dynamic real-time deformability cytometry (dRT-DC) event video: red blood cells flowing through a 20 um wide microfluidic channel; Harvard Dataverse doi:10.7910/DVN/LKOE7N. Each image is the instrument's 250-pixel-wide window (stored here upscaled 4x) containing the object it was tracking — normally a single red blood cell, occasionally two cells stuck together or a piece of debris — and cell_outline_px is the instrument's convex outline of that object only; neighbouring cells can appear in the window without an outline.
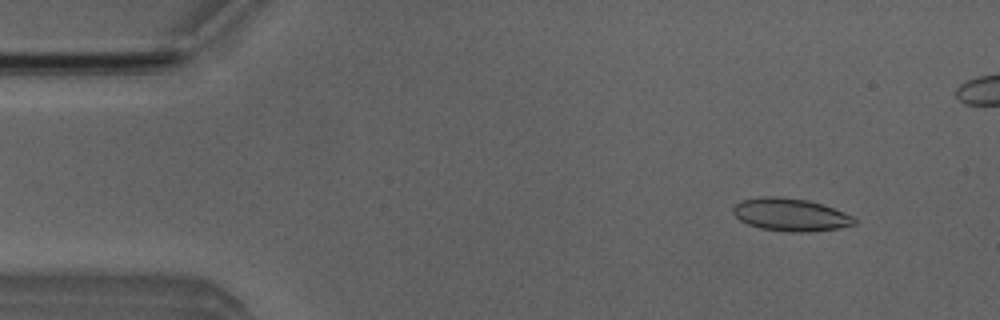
{"species": "Egyptian fruit bat (a non-hibernating species)", "species_latin": "Rousettus aegyptiacus", "temperature_condition": "room temperature", "stored_images_in_passage": 31, "camera_frame_rate_fps": 3000, "um_per_image_px": 0.085, "animal": {"sex": "male"}, "frame": {"image": 1, "passage_image": 5, "time_ms": 1.333, "image_size_px": [1000, 320], "cell_outline_px": [[856, 224], [836, 228], [808, 232], [788, 232], [760, 228], [748, 224], [740, 220], [732, 212], [732, 208], [740, 200], [764, 196], [780, 196], [808, 200], [844, 212], [852, 216], [856, 220]], "centroid_in_image_um": [67.15, 18.24], "position_along_channel_um": 17.8, "area_um2": 23.06}}
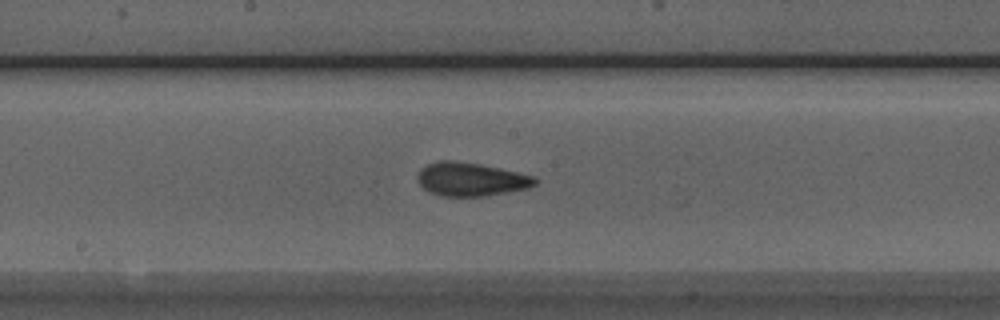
{"frame": {"image": 2, "passage_image": 26, "time_ms": 8.333, "image_size_px": [1000, 320], "cell_outline_px": [[540, 180], [536, 184], [528, 188], [484, 196], [440, 196], [428, 192], [416, 180], [420, 168], [428, 164], [440, 160], [452, 160], [480, 164], [500, 168], [532, 176]], "centroid_in_image_um": [40.0, 15.24], "position_along_channel_um": 208.2, "area_um2": 22.95}}
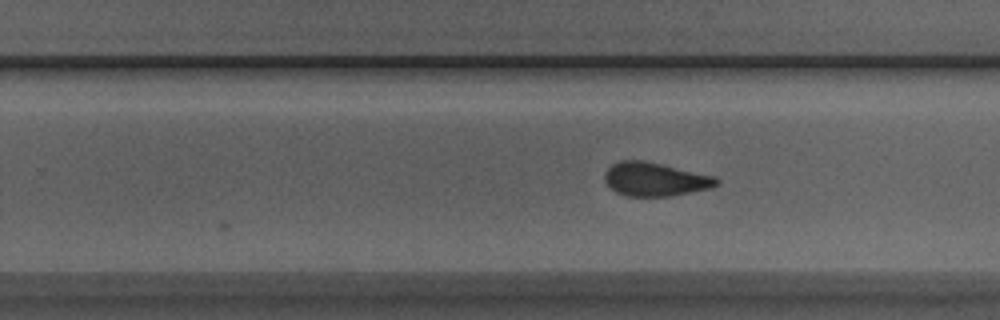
{"frame": {"image": 3, "passage_image": 31, "time_ms": 10.0, "image_size_px": [1000, 320], "cell_outline_px": [[720, 184], [712, 188], [672, 196], [628, 196], [616, 192], [604, 180], [604, 172], [612, 164], [620, 160], [644, 160], [716, 176], [720, 180]], "centroid_in_image_um": [55.72, 15.23], "position_along_channel_um": 274.1, "area_um2": 22.14}}